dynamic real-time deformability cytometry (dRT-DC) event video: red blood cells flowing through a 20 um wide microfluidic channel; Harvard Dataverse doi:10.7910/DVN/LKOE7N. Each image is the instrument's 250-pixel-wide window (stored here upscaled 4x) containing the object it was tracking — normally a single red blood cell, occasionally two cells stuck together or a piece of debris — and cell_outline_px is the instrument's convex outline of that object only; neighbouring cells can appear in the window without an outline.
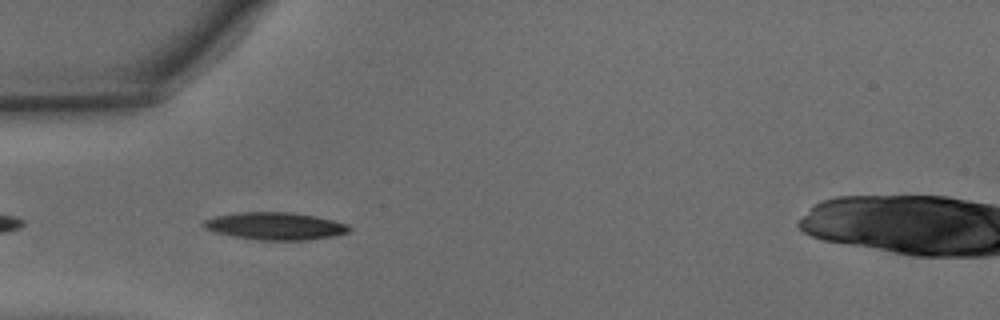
{"species": "common noctule bat (a hibernating species)", "species_latin": "Nyctalus noctula", "temperature_condition": "warm", "stored_images_in_passage": 5, "camera_frame_rate_fps": 3000, "um_per_image_px": 0.085, "animal": {"sex": "male", "body_mass_g": 15.6}, "frame": {"image": 1, "passage_image": 2, "time_ms": 0.333, "image_size_px": [1000, 320], "cell_outline_px": [[352, 228], [348, 232], [336, 236], [308, 240], [256, 240], [232, 236], [216, 232], [204, 228], [200, 224], [204, 220], [212, 216], [236, 212], [292, 212], [316, 216], [348, 224]], "centroid_in_image_um": [23.37, 19.21], "position_along_channel_um": 61.6, "area_um2": 23.64}}
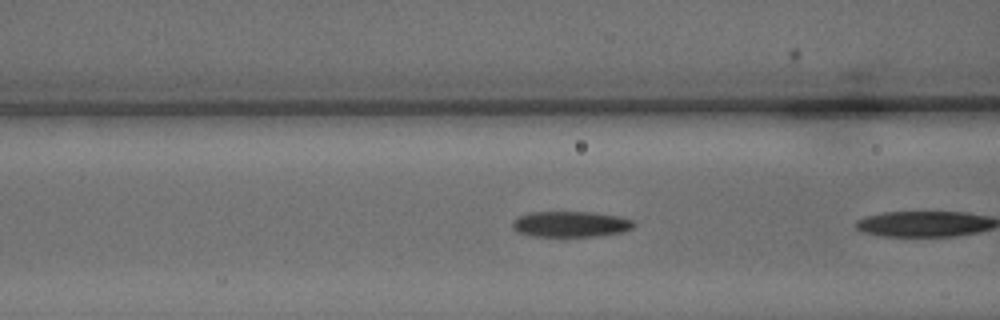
{"frame": {"image": 2, "passage_image": 4, "time_ms": 1.0, "image_size_px": [1000, 320], "cell_outline_px": [[636, 224], [632, 228], [620, 232], [596, 236], [532, 236], [516, 232], [512, 228], [512, 224], [516, 216], [528, 212], [592, 212], [620, 216], [632, 220]], "centroid_in_image_um": [48.46, 19.04], "position_along_channel_um": 118.1, "area_um2": 18.32}}